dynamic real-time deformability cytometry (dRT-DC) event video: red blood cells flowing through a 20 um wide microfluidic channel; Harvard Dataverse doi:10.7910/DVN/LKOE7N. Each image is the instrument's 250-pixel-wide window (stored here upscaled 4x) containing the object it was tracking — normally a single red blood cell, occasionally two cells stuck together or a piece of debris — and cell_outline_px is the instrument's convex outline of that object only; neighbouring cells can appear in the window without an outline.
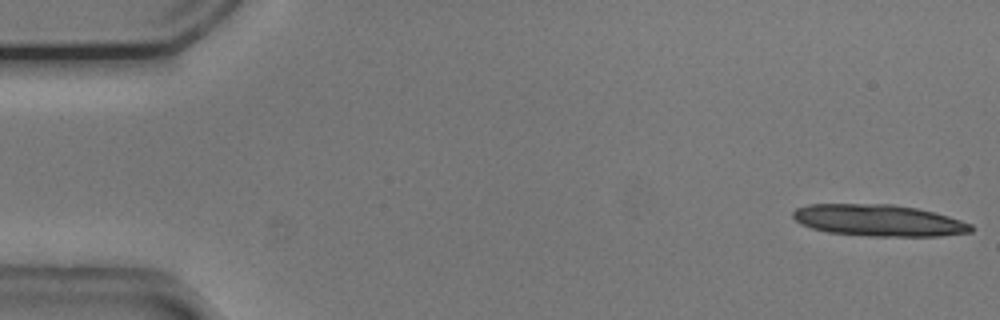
{"species": "common noctule bat (a hibernating species)", "species_latin": "Nyctalus noctula", "temperature_condition": "cold", "stored_images_in_passage": 14, "camera_frame_rate_fps": 3000, "um_per_image_px": 0.085, "animal": {"sex": "male", "body_mass_g": 20.5, "forearm_length_mm": 52.5}, "frame": {"image": 1, "passage_image": 1, "time_ms": 0.0, "image_size_px": [1000, 320], "cell_outline_px": [[976, 228], [972, 232], [940, 236], [868, 236], [828, 232], [812, 228], [800, 224], [792, 216], [792, 212], [796, 208], [808, 204], [892, 204], [916, 208], [948, 216], [972, 224]], "centroid_in_image_um": [74.69, 18.73], "position_along_channel_um": 10.3, "area_um2": 32.89}}